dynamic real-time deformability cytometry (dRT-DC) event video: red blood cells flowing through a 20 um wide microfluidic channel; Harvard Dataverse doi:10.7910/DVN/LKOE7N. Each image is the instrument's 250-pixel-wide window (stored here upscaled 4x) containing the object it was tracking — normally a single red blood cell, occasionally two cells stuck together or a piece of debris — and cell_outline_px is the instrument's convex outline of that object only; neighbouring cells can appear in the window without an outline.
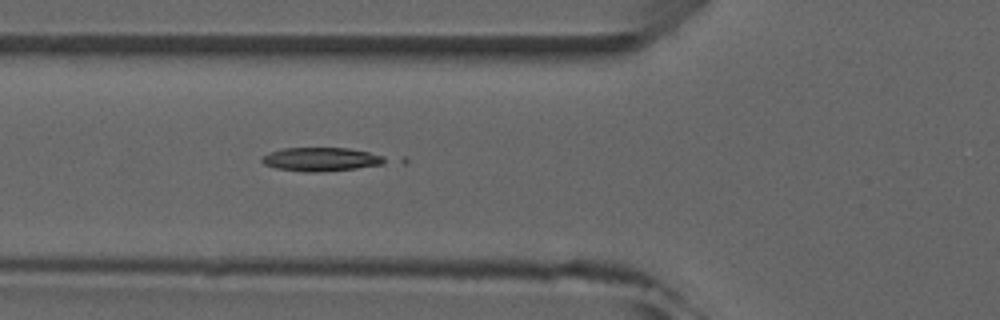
{"species": "common noctule bat (a hibernating species)", "species_latin": "Nyctalus noctula", "temperature_condition": "room temperature", "stored_images_in_passage": 6, "camera_frame_rate_fps": 3000, "um_per_image_px": 0.085, "animal": {"sex": "male", "forearm_length_mm": 52.5}, "frame": {"image": 1, "passage_image": 6, "time_ms": 5.667, "image_size_px": [1000, 320], "cell_outline_px": [[408, 160], [404, 164], [320, 172], [304, 172], [276, 168], [264, 164], [260, 160], [260, 156], [268, 152], [284, 148], [348, 148], [404, 156]], "centroid_in_image_um": [27.89, 13.54], "position_along_channel_um": 97.9, "area_um2": 19.25}}